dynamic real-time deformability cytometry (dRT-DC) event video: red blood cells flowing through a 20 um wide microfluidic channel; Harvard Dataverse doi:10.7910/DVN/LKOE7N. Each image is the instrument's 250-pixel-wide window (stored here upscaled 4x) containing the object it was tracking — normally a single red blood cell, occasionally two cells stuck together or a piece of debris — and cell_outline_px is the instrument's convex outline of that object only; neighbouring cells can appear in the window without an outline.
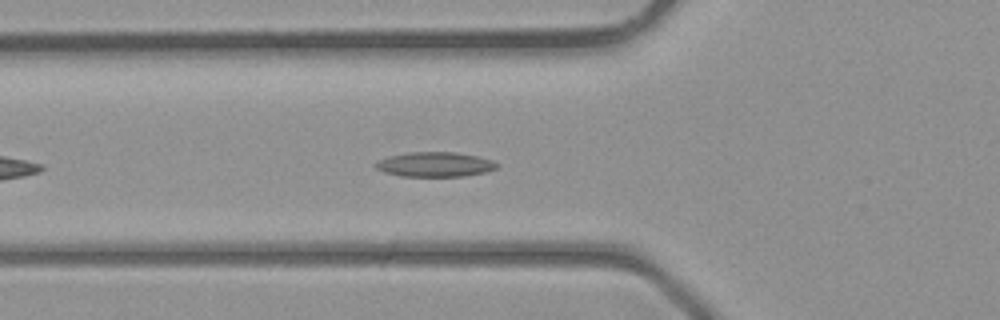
{"species": "common noctule bat (a hibernating species)", "species_latin": "Nyctalus noctula", "temperature_condition": "room temperature", "stored_images_in_passage": 23, "camera_frame_rate_fps": 3000, "um_per_image_px": 0.085, "animal": {"sex": "male", "body_mass_g": 23.1, "forearm_length_mm": 52.7}, "frame": {"image": 1, "passage_image": 6, "time_ms": 1.667, "image_size_px": [1000, 320], "cell_outline_px": [[500, 164], [496, 168], [484, 172], [464, 176], [400, 176], [384, 172], [376, 168], [372, 164], [388, 156], [408, 152], [456, 152], [476, 156], [492, 160]], "centroid_in_image_um": [36.95, 13.97], "position_along_channel_um": 88.9, "area_um2": 17.46}}
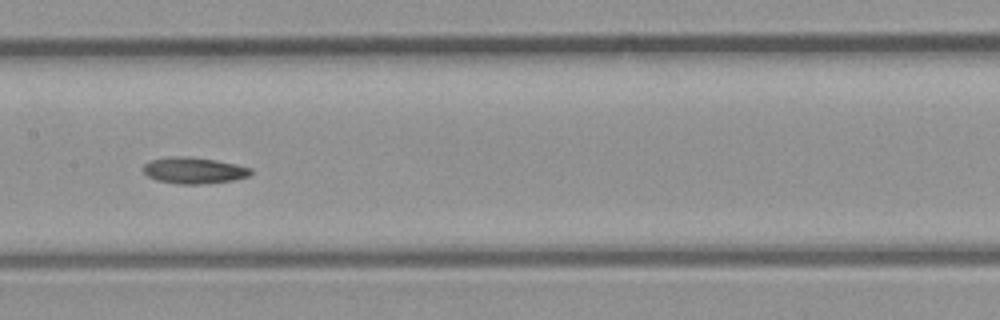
{"frame": {"image": 2, "passage_image": 12, "time_ms": 3.667, "image_size_px": [1000, 320], "cell_outline_px": [[252, 172], [248, 176], [232, 180], [204, 184], [180, 184], [156, 180], [148, 176], [144, 172], [144, 164], [148, 160], [168, 156], [188, 156], [216, 160], [236, 164], [252, 168]], "centroid_in_image_um": [16.46, 14.47], "position_along_channel_um": 190.9, "area_um2": 16.59}}
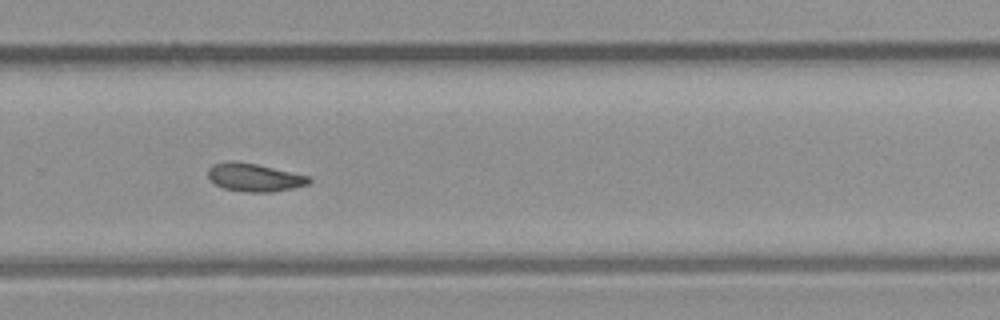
{"frame": {"image": 3, "passage_image": 19, "time_ms": 6.0, "image_size_px": [1000, 320], "cell_outline_px": [[312, 180], [308, 184], [292, 188], [272, 192], [244, 192], [224, 188], [216, 184], [208, 176], [208, 168], [212, 164], [232, 160], [256, 164], [308, 176]], "centroid_in_image_um": [21.59, 15.08], "position_along_channel_um": 308.2, "area_um2": 16.36}}